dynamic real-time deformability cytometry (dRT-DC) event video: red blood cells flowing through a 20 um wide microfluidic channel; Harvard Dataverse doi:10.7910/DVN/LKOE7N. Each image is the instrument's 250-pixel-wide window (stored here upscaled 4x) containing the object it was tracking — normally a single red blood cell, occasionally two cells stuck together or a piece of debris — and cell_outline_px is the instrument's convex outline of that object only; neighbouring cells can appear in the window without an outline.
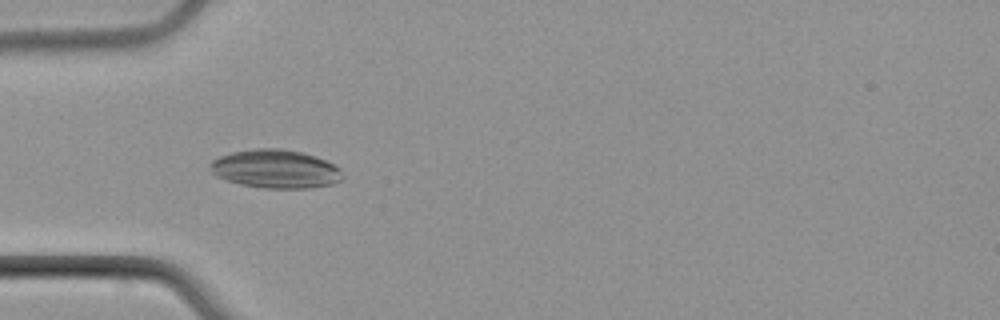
{"species": "common noctule bat (a hibernating species)", "species_latin": "Nyctalus noctula", "temperature_condition": "cold", "stored_images_in_passage": 6, "camera_frame_rate_fps": 3000, "um_per_image_px": 0.085, "animal": {"sex": "male", "body_mass_g": 21.5, "forearm_length_mm": 52.0}, "frame": {"image": 1, "passage_image": 5, "time_ms": 5.333, "image_size_px": [1000, 320], "cell_outline_px": [[344, 176], [340, 180], [332, 184], [308, 188], [260, 188], [240, 184], [224, 180], [216, 176], [212, 172], [208, 164], [212, 160], [220, 156], [232, 152], [256, 148], [280, 148], [304, 152], [316, 156], [340, 168]], "centroid_in_image_um": [23.4, 14.36], "position_along_channel_um": 61.6, "area_um2": 29.94}}
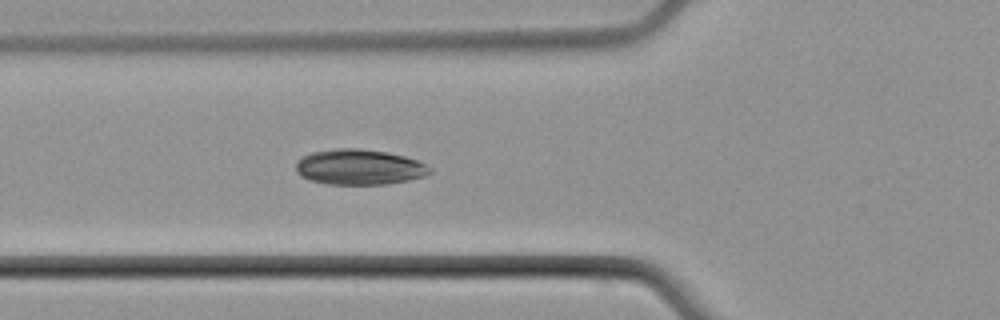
{"frame": {"image": 2, "passage_image": 6, "time_ms": 6.333, "image_size_px": [1000, 320], "cell_outline_px": [[432, 172], [424, 176], [408, 180], [384, 184], [324, 184], [308, 180], [300, 176], [296, 172], [296, 160], [312, 152], [332, 148], [360, 148], [388, 152], [404, 156], [416, 160], [432, 168]], "centroid_in_image_um": [30.49, 14.19], "position_along_channel_um": 95.3, "area_um2": 27.86}}